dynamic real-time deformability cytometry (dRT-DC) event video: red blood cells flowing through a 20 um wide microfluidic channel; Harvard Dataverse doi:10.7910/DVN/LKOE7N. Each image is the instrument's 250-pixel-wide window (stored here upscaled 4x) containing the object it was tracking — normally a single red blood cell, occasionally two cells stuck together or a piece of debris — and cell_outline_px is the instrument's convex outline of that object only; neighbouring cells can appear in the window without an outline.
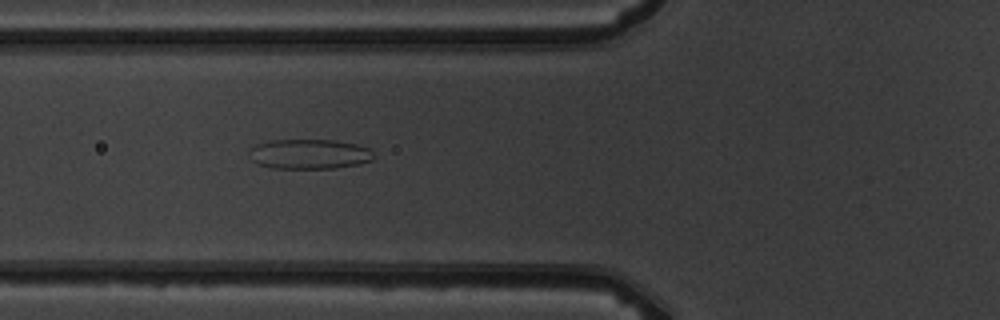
{"species": "common noctule bat (a hibernating species)", "species_latin": "Nyctalus noctula", "temperature_condition": "warm", "stored_images_in_passage": 7, "camera_frame_rate_fps": 3000, "um_per_image_px": 0.085, "animal": {"sex": "male", "body_mass_g": 19.5, "forearm_length_mm": 54.6}, "frame": {"image": 1, "passage_image": 7, "time_ms": 6.667, "image_size_px": [1000, 320], "cell_outline_px": [[372, 160], [360, 164], [336, 168], [272, 168], [256, 164], [252, 160], [252, 148], [256, 144], [272, 140], [336, 140], [356, 144], [368, 148], [372, 152]], "centroid_in_image_um": [26.31, 13.1], "position_along_channel_um": 99.5, "area_um2": 21.5}}